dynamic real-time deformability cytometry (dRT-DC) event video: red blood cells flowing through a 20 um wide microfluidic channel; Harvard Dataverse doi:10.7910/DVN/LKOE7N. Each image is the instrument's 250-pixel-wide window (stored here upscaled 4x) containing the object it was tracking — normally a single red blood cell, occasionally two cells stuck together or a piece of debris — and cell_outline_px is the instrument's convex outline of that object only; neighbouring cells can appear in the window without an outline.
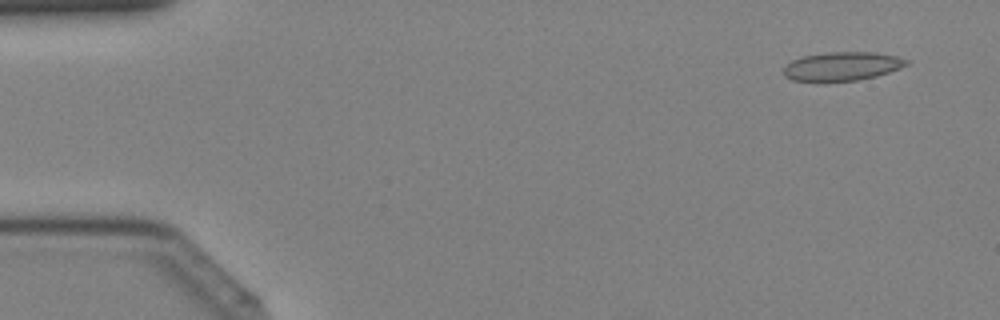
{"species": "Egyptian fruit bat (a non-hibernating species)", "species_latin": "Rousettus aegyptiacus", "temperature_condition": "cold", "stored_images_in_passage": 41, "camera_frame_rate_fps": 3000, "um_per_image_px": 0.085, "animal": {"sex": "female"}, "frame": {"image": 1, "passage_image": 3, "time_ms": 0.667, "image_size_px": [1000, 320], "cell_outline_px": [[908, 64], [900, 68], [876, 76], [856, 80], [792, 80], [784, 76], [784, 68], [792, 60], [804, 56], [828, 52], [876, 52], [896, 56], [908, 60]], "centroid_in_image_um": [71.6, 5.61], "position_along_channel_um": 13.4, "area_um2": 20.11}}
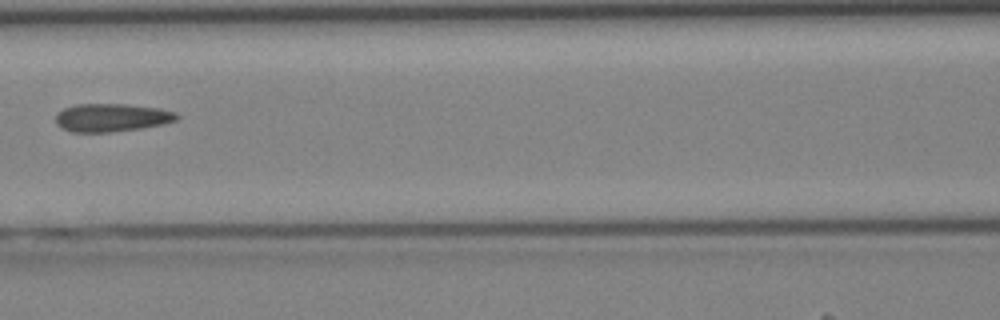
{"frame": {"image": 2, "passage_image": 19, "time_ms": 6.0, "image_size_px": [1000, 320], "cell_outline_px": [[180, 116], [176, 120], [164, 124], [140, 128], [112, 132], [72, 132], [60, 128], [56, 124], [56, 112], [64, 108], [76, 104], [124, 104], [160, 108], [176, 112]], "centroid_in_image_um": [9.47, 9.99], "position_along_channel_um": 157.1, "area_um2": 20.0}}
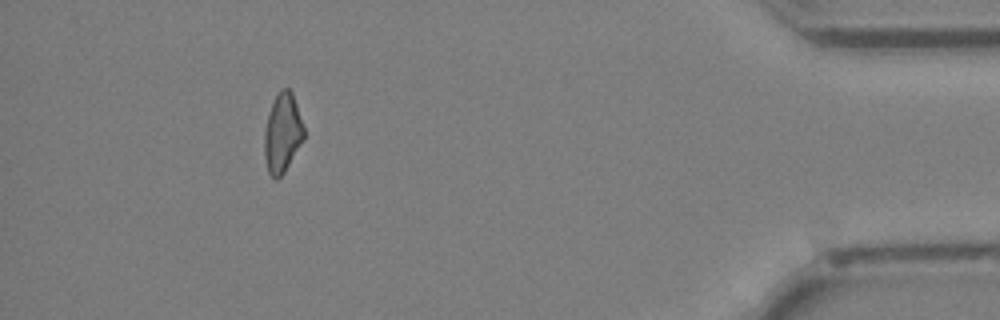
{"frame": {"image": 3, "passage_image": 38, "time_ms": 12.333, "image_size_px": [1000, 320], "cell_outline_px": [[304, 140], [284, 172], [276, 180], [268, 172], [264, 156], [264, 132], [268, 112], [280, 88], [288, 88], [292, 92], [304, 128]], "centroid_in_image_um": [24.0, 11.31], "position_along_channel_um": 411.2, "area_um2": 18.21}}